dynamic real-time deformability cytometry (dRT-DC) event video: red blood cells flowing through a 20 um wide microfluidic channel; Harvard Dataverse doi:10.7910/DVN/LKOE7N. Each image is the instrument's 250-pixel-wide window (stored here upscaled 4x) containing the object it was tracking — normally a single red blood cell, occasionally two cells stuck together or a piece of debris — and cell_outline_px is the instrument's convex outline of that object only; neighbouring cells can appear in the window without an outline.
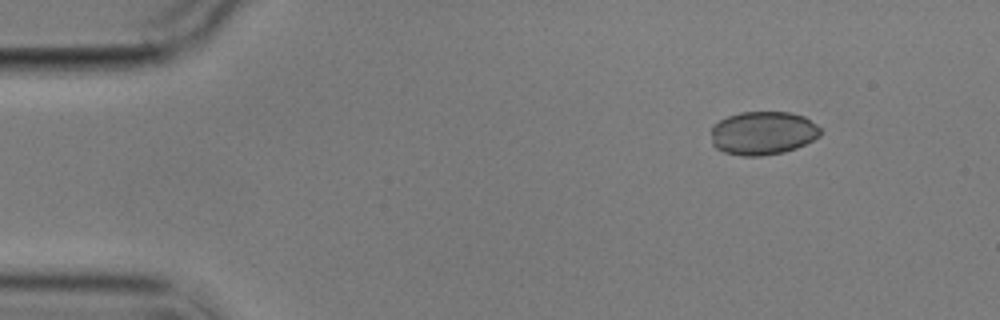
{"species": "common noctule bat (a hibernating species)", "species_latin": "Nyctalus noctula", "temperature_condition": "cold", "stored_images_in_passage": 5, "segment_of_instrument_passage": [1, 2], "camera_frame_rate_fps": 3000, "um_per_image_px": 0.085, "animal": {"sex": "male", "body_mass_g": 17.9}, "frame": {"image": 1, "passage_image": 1, "time_ms": 0.0, "image_size_px": [1000, 320], "cell_outline_px": [[820, 136], [796, 148], [784, 152], [760, 156], [744, 156], [724, 152], [716, 148], [712, 144], [712, 124], [728, 116], [740, 112], [792, 112], [804, 116], [816, 124], [820, 128]], "centroid_in_image_um": [64.84, 11.3], "position_along_channel_um": 20.2, "area_um2": 27.74}}